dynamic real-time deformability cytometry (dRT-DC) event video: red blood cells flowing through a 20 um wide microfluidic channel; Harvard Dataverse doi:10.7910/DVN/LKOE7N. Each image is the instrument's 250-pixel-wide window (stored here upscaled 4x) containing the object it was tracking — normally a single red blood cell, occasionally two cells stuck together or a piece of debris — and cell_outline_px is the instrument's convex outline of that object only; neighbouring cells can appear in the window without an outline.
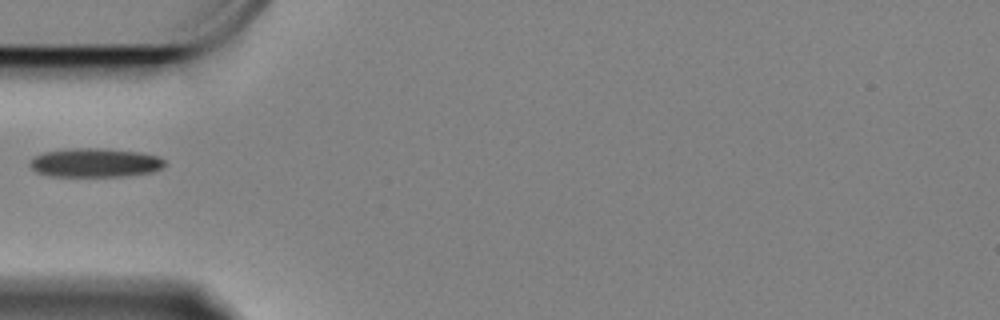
{"species": "Egyptian fruit bat (a non-hibernating species)", "species_latin": "Rousettus aegyptiacus", "temperature_condition": "cold", "stored_images_in_passage": 42, "camera_frame_rate_fps": 3000, "um_per_image_px": 0.085, "animal": {"sex": "female"}, "frame": {"image": 1, "passage_image": 1, "time_ms": 0.0, "image_size_px": [1000, 320], "cell_outline_px": [[164, 164], [160, 168], [152, 172], [120, 176], [52, 176], [36, 172], [32, 168], [32, 160], [36, 156], [44, 152], [64, 148], [108, 148], [140, 152], [156, 156], [164, 160]], "centroid_in_image_um": [8.07, 13.81], "position_along_channel_um": 76.9, "area_um2": 22.54}}
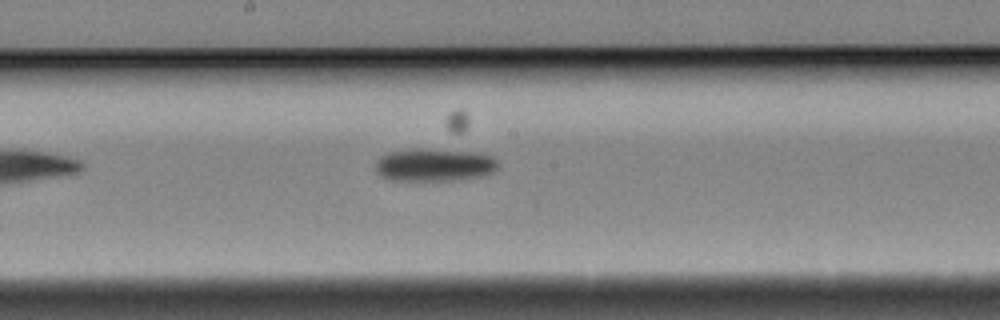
{"frame": {"image": 2, "passage_image": 13, "time_ms": 4.0, "image_size_px": [1000, 320], "cell_outline_px": [[500, 164], [492, 172], [480, 176], [448, 180], [392, 180], [380, 176], [376, 172], [376, 160], [380, 156], [388, 152], [412, 148], [456, 148], [476, 152], [492, 156]], "centroid_in_image_um": [36.9, 13.97], "position_along_channel_um": 211.3, "area_um2": 23.99}}
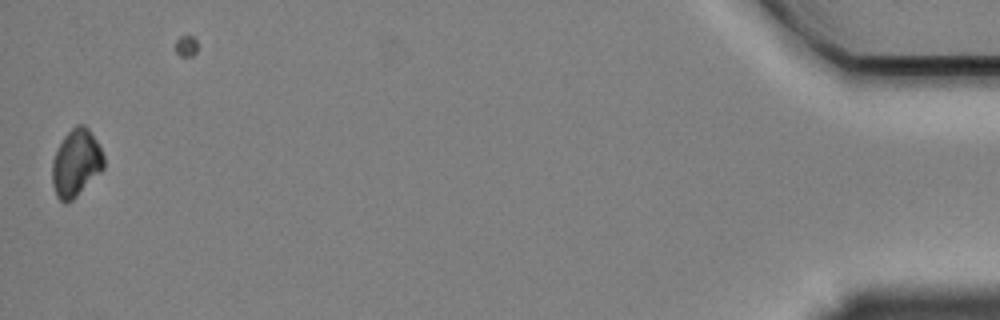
{"frame": {"image": 3, "passage_image": 41, "time_ms": 13.333, "image_size_px": [1000, 320], "cell_outline_px": [[104, 168], [72, 200], [64, 204], [56, 196], [52, 184], [52, 160], [64, 136], [76, 124], [84, 124], [88, 128], [96, 140], [104, 156]], "centroid_in_image_um": [6.45, 13.86], "position_along_channel_um": 428.7, "area_um2": 20.06}}